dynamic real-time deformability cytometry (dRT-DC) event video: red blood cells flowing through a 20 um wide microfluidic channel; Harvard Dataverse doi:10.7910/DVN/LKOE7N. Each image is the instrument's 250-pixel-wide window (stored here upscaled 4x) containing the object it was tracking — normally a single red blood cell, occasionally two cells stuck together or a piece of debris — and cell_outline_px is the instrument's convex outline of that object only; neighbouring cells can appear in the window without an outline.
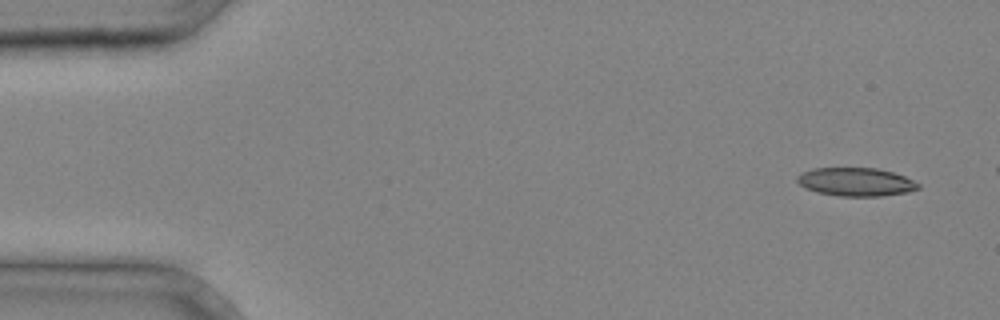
{"species": "common noctule bat (a hibernating species)", "species_latin": "Nyctalus noctula", "temperature_condition": "cold", "stored_images_in_passage": 2, "segment_of_instrument_passage": [2, 2], "camera_frame_rate_fps": 3000, "um_per_image_px": 0.085, "animal": {"sex": "male", "body_mass_g": 20.4}, "frame": {"image": 1, "passage_image": 2, "time_ms": 0.333, "image_size_px": [1000, 320], "cell_outline_px": [[920, 188], [908, 192], [880, 196], [840, 196], [816, 192], [804, 188], [796, 180], [796, 176], [800, 172], [812, 168], [876, 168], [892, 172], [904, 176], [920, 184]], "centroid_in_image_um": [72.71, 15.46], "position_along_channel_um": 12.3, "area_um2": 20.11}}